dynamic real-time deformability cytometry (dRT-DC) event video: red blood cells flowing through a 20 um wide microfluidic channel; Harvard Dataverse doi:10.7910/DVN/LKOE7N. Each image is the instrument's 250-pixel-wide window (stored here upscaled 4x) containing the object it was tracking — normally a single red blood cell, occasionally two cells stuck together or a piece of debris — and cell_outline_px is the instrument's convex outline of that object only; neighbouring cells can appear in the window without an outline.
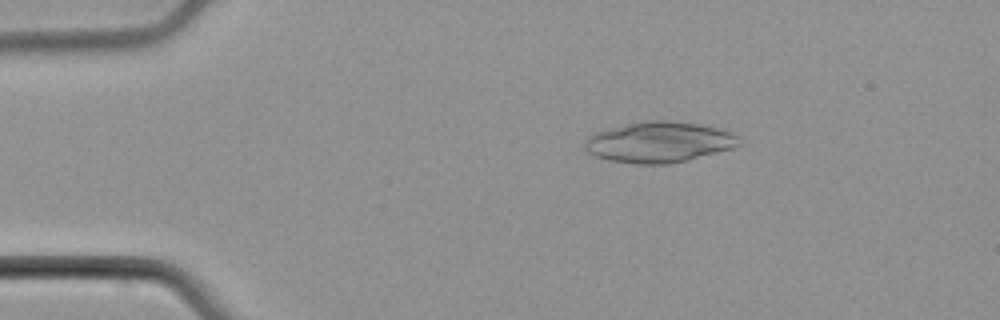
{"species": "common noctule bat (a hibernating species)", "species_latin": "Nyctalus noctula", "temperature_condition": "cold", "stored_images_in_passage": 5, "camera_frame_rate_fps": 3000, "um_per_image_px": 0.085, "animal": {"sex": "male", "body_mass_g": 21.5, "forearm_length_mm": 52.0}, "frame": {"image": 1, "passage_image": 3, "time_ms": 2.333, "image_size_px": [1000, 320], "cell_outline_px": [[740, 144], [732, 148], [688, 160], [664, 164], [636, 164], [608, 160], [596, 156], [588, 152], [584, 148], [584, 140], [588, 136], [596, 132], [644, 120], [664, 120], [700, 124], [732, 132], [740, 136]], "centroid_in_image_um": [56.02, 12.08], "position_along_channel_um": 29.0, "area_um2": 36.53}}